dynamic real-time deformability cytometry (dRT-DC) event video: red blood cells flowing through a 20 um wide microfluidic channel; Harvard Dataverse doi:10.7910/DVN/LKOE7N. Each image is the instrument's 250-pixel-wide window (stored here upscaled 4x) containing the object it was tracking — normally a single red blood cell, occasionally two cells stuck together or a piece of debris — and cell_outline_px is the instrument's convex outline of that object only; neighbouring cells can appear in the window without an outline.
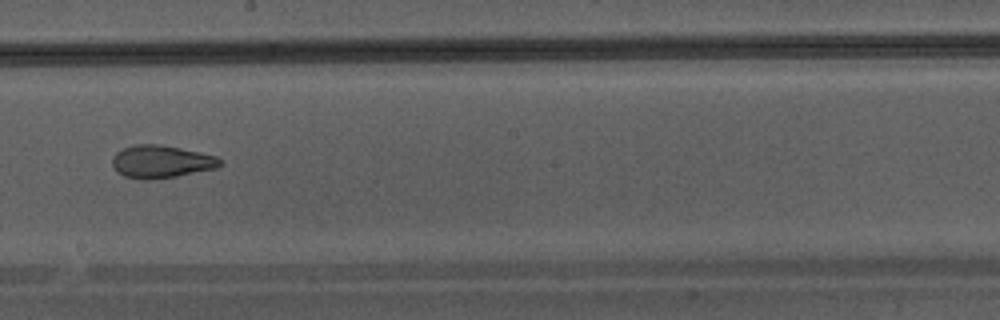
{"species": "Egyptian fruit bat (a non-hibernating species)", "species_latin": "Rousettus aegyptiacus", "temperature_condition": "warm", "stored_images_in_passage": 45, "camera_frame_rate_fps": 3000, "um_per_image_px": 0.085, "animal": {"sex": "male"}, "frame": {"image": 1, "passage_image": 26, "time_ms": 8.333, "image_size_px": [1000, 320], "cell_outline_px": [[224, 164], [216, 168], [176, 176], [144, 180], [124, 176], [112, 164], [112, 156], [116, 152], [124, 148], [136, 144], [160, 144], [200, 152], [216, 156], [224, 160]], "centroid_in_image_um": [13.74, 13.73], "position_along_channel_um": 234.5, "area_um2": 20.46}}